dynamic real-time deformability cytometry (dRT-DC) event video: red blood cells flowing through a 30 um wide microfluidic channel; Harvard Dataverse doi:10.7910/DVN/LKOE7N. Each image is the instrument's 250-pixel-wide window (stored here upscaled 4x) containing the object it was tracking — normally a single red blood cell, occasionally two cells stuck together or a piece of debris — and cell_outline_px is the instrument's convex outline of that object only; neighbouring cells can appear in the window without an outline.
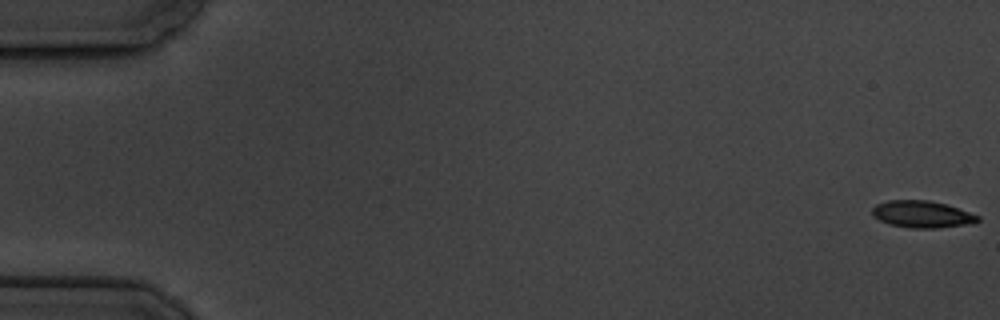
{"species": "common noctule bat (a hibernating species)", "species_latin": "Nyctalus noctula", "temperature_condition": "cold", "stored_images_in_passage": 5, "camera_frame_rate_fps": 3000, "um_per_image_px": 0.085, "animal": {"sex": "male", "body_mass_g": 19.5, "forearm_length_mm": 54.6}, "frame": {"image": 1, "passage_image": 1, "time_ms": 0.0, "image_size_px": [1000, 320], "cell_outline_px": [[980, 220], [976, 224], [936, 228], [908, 228], [888, 224], [872, 216], [872, 208], [876, 204], [888, 200], [928, 200], [944, 204], [980, 216]], "centroid_in_image_um": [78.37, 18.23], "position_along_channel_um": 6.6, "area_um2": 16.7}}
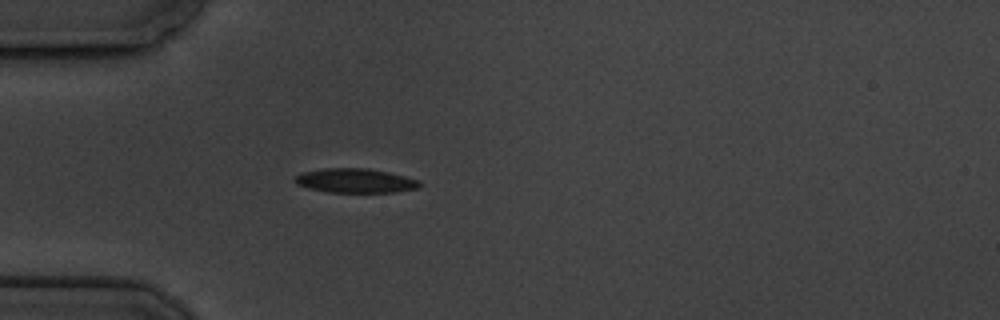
{"frame": {"image": 2, "passage_image": 5, "time_ms": 5.667, "image_size_px": [1000, 320], "cell_outline_px": [[424, 184], [420, 188], [396, 192], [328, 192], [308, 188], [296, 184], [296, 176], [300, 172], [324, 168], [368, 168], [388, 172], [420, 180]], "centroid_in_image_um": [30.25, 15.36], "position_along_channel_um": 54.8, "area_um2": 17.8}}